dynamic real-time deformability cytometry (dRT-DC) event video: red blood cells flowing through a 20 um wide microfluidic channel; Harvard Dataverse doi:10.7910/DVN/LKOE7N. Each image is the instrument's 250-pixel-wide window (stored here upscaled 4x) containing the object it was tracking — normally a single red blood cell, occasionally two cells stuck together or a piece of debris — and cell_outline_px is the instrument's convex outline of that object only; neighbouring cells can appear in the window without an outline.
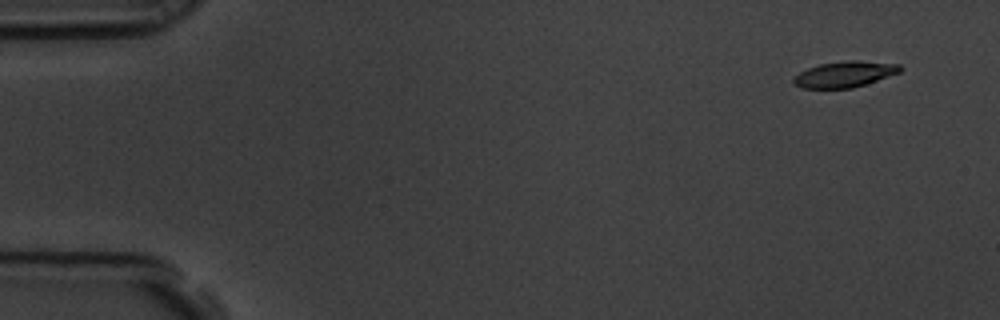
{"species": "common noctule bat (a hibernating species)", "species_latin": "Nyctalus noctula", "temperature_condition": "room temperature", "stored_images_in_passage": 4, "camera_frame_rate_fps": 3000, "um_per_image_px": 0.085, "animal": {"sex": "male", "body_mass_g": 19.5, "forearm_length_mm": 54.6}, "frame": {"image": 1, "passage_image": 1, "time_ms": 0.0, "image_size_px": [1000, 320], "cell_outline_px": [[904, 68], [900, 72], [852, 88], [800, 88], [792, 84], [792, 80], [800, 72], [808, 68], [820, 64], [848, 60], [856, 60], [900, 64]], "centroid_in_image_um": [71.79, 6.31], "position_along_channel_um": 13.2, "area_um2": 16.01}}